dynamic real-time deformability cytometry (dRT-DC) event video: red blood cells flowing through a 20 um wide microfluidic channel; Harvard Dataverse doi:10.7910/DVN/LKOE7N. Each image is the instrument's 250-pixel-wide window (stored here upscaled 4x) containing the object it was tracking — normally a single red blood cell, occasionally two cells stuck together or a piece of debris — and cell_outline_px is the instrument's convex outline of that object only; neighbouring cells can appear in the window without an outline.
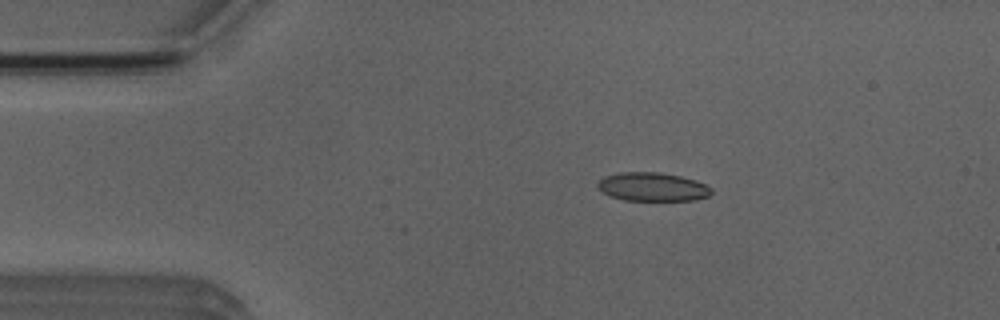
{"species": "Egyptian fruit bat (a non-hibernating species)", "species_latin": "Rousettus aegyptiacus", "temperature_condition": "room temperature", "stored_images_in_passage": 6, "camera_frame_rate_fps": 3000, "um_per_image_px": 0.085, "animal": {"sex": "male"}, "frame": {"image": 1, "passage_image": 3, "time_ms": 2.333, "image_size_px": [1000, 320], "cell_outline_px": [[712, 192], [708, 196], [696, 200], [624, 200], [612, 196], [604, 192], [596, 184], [604, 176], [620, 172], [660, 172], [680, 176], [696, 180], [712, 188]], "centroid_in_image_um": [55.49, 15.87], "position_along_channel_um": 29.5, "area_um2": 18.84}}
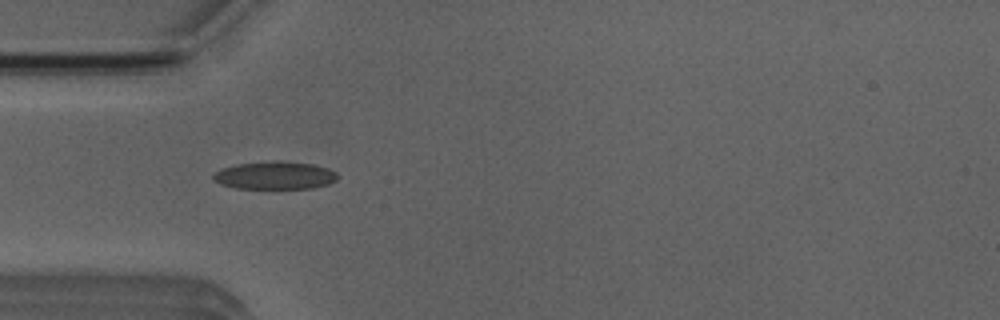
{"frame": {"image": 2, "passage_image": 5, "time_ms": 4.333, "image_size_px": [1000, 320], "cell_outline_px": [[336, 180], [328, 184], [312, 188], [236, 188], [220, 184], [212, 180], [212, 176], [216, 172], [224, 168], [236, 164], [272, 160], [280, 160], [312, 164], [328, 168], [336, 172]], "centroid_in_image_um": [23.35, 14.9], "position_along_channel_um": 61.7, "area_um2": 20.17}}